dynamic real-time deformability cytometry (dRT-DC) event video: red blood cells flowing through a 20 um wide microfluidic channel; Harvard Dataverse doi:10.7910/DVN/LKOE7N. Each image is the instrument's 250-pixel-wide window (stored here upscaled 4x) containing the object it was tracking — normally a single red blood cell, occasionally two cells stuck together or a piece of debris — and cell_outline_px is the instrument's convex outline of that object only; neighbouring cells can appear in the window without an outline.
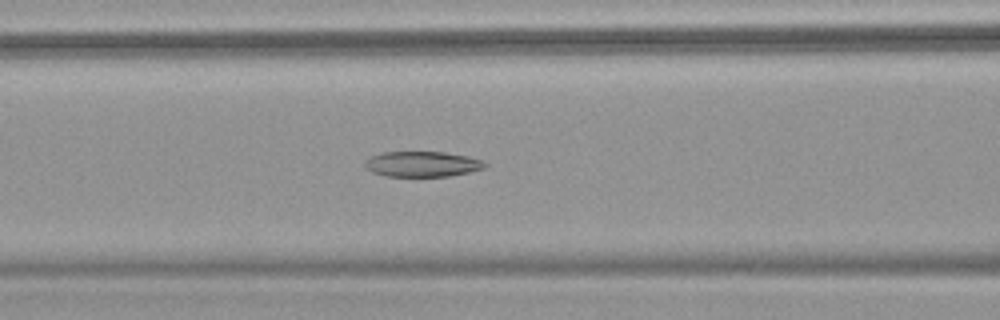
{"species": "common noctule bat (a hibernating species)", "species_latin": "Nyctalus noctula", "temperature_condition": "warm", "stored_images_in_passage": 53, "camera_frame_rate_fps": 3000, "um_per_image_px": 0.085, "animal": {"sex": "female", "body_mass_g": 18.4}, "frame": {"image": 1, "passage_image": 23, "time_ms": 7.333, "image_size_px": [1000, 320], "cell_outline_px": [[488, 164], [484, 168], [468, 172], [448, 176], [384, 176], [372, 172], [364, 168], [364, 164], [372, 156], [380, 152], [444, 152], [468, 156], [480, 160]], "centroid_in_image_um": [35.87, 13.94], "position_along_channel_um": 130.7, "area_um2": 17.69}}
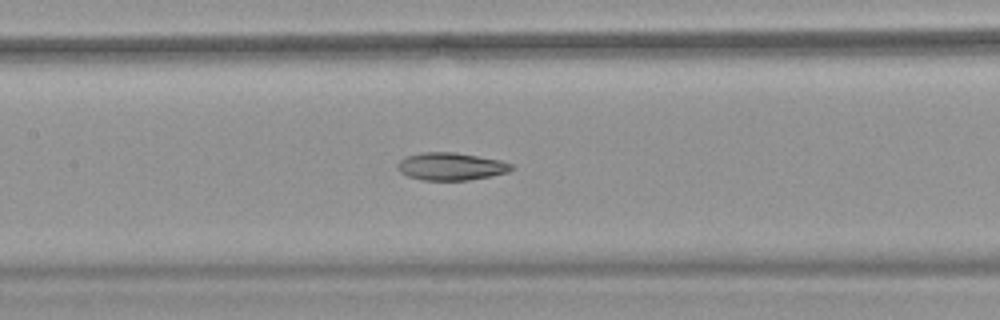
{"frame": {"image": 2, "passage_image": 26, "time_ms": 8.333, "image_size_px": [1000, 320], "cell_outline_px": [[516, 168], [508, 172], [492, 176], [468, 180], [420, 180], [408, 176], [400, 172], [396, 168], [396, 164], [400, 160], [408, 156], [424, 152], [452, 152], [500, 160], [512, 164]], "centroid_in_image_um": [38.33, 14.16], "position_along_channel_um": 169.1, "area_um2": 18.32}}
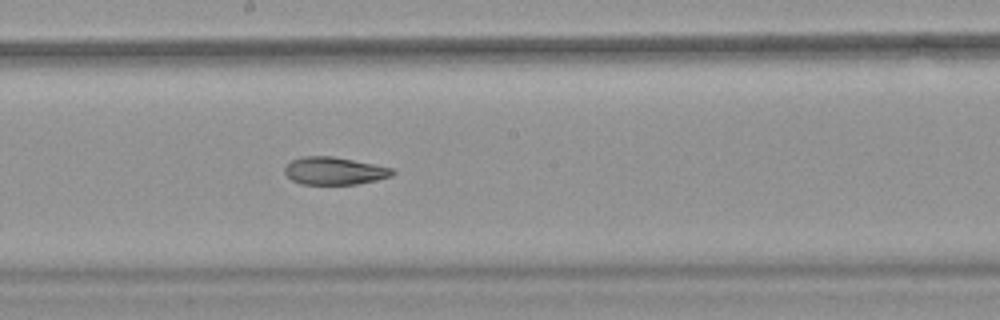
{"frame": {"image": 3, "passage_image": 30, "time_ms": 9.667, "image_size_px": [1000, 320], "cell_outline_px": [[396, 172], [392, 176], [376, 180], [356, 184], [300, 184], [292, 180], [284, 172], [284, 168], [292, 160], [304, 156], [332, 156], [396, 168]], "centroid_in_image_um": [28.46, 14.52], "position_along_channel_um": 219.7, "area_um2": 17.4}, "authors_computed_cell_mechanics": {"area_um2": 21.5016, "velocity_mm_per_s": 3.8292, "shape_relaxation_time_tau1_ms": null, "shape_relaxation_time_tau2_ms": 3.8729, "deformation_change_tau1": null, "deformation_change_tau2": 0.098}}